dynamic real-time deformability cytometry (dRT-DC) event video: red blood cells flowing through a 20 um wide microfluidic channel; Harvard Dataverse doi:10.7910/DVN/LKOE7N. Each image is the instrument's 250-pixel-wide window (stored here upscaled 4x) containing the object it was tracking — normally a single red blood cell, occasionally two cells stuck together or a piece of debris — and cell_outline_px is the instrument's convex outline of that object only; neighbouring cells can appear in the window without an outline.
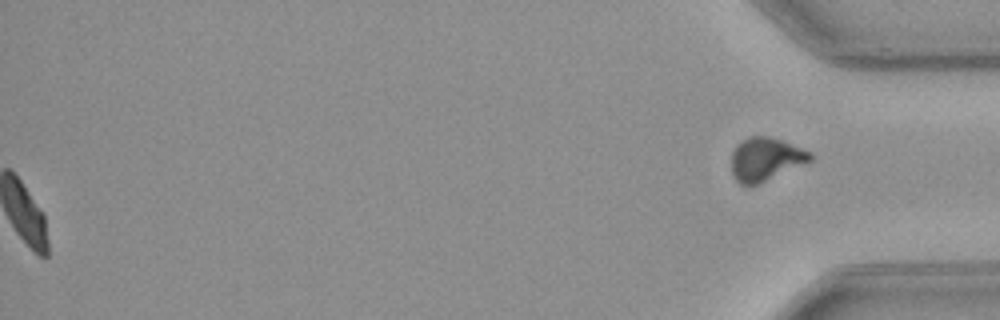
{"species": "common noctule bat (a hibernating species)", "species_latin": "Nyctalus noctula", "temperature_condition": "warm", "stored_images_in_passage": 49, "segment_of_instrument_passage": [2, 2], "camera_frame_rate_fps": 3000, "um_per_image_px": 0.085, "animal": {"sex": "female", "body_mass_g": 21.9}, "frame": {"image": 1, "passage_image": 49, "time_ms": 16.0, "image_size_px": [1000, 320], "cell_outline_px": [[812, 160], [756, 184], [740, 184], [736, 180], [732, 172], [732, 152], [736, 144], [740, 140], [748, 136], [772, 136], [812, 152]], "centroid_in_image_um": [65.05, 13.48], "position_along_channel_um": 370.2, "area_um2": 19.65}}